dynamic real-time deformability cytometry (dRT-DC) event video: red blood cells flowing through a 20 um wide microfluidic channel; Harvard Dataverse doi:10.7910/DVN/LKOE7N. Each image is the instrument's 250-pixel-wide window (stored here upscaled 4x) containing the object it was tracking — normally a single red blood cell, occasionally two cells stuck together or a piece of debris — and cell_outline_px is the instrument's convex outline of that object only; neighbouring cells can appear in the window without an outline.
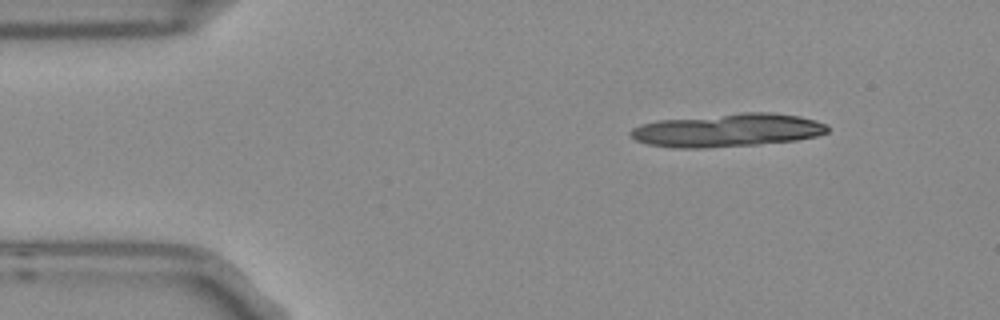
{"species": "Egyptian fruit bat (a non-hibernating species)", "species_latin": "Rousettus aegyptiacus", "temperature_condition": "room temperature", "stored_images_in_passage": 4, "segment_of_instrument_passage": [1, 2], "camera_frame_rate_fps": 3000, "um_per_image_px": 0.085, "frame": {"image": 1, "passage_image": 1, "time_ms": 0.0, "image_size_px": [1000, 320], "cell_outline_px": [[828, 132], [816, 136], [796, 140], [760, 144], [704, 148], [676, 148], [648, 144], [636, 140], [628, 132], [632, 128], [640, 124], [656, 120], [744, 112], [768, 112], [800, 116], [824, 124], [828, 128]], "centroid_in_image_um": [61.79, 11.07], "position_along_channel_um": 23.2, "area_um2": 38.09}}